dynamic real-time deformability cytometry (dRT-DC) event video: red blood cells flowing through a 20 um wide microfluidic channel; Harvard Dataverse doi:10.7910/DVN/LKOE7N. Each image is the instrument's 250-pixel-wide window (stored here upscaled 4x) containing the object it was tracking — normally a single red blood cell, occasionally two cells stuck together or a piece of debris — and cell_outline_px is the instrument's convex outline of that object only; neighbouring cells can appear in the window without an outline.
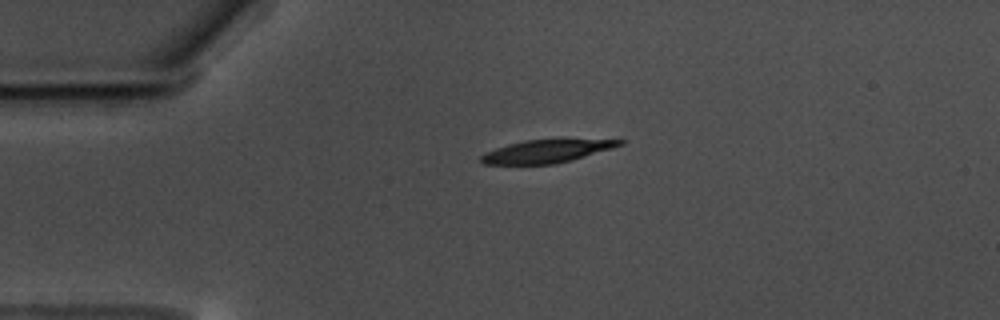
{"species": "common noctule bat (a hibernating species)", "species_latin": "Nyctalus noctula", "temperature_condition": "warm", "stored_images_in_passage": 38, "camera_frame_rate_fps": 3000, "um_per_image_px": 0.085, "animal": {"sex": "male", "body_mass_g": 17.5, "forearm_length_mm": 52.3}, "frame": {"image": 1, "passage_image": 1, "time_ms": 0.0, "image_size_px": [1000, 320], "cell_outline_px": [[628, 140], [624, 144], [612, 148], [572, 160], [556, 164], [484, 164], [480, 160], [480, 156], [484, 152], [508, 144], [524, 140], [556, 136], [564, 136]], "centroid_in_image_um": [46.59, 12.78], "position_along_channel_um": 38.4, "area_um2": 19.88}}
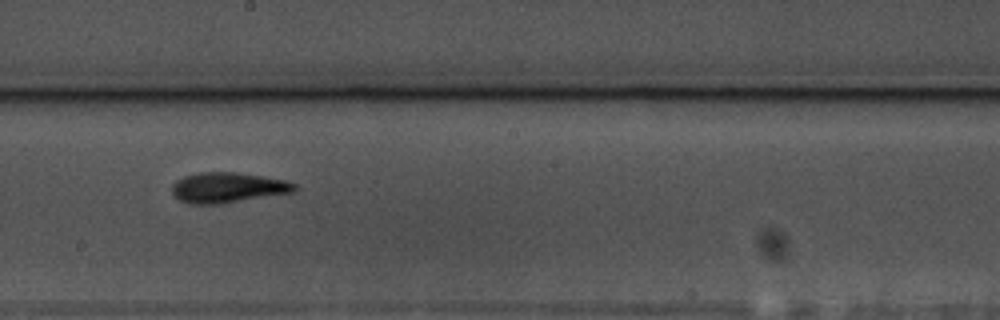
{"frame": {"image": 2, "passage_image": 20, "time_ms": 6.333, "image_size_px": [1000, 320], "cell_outline_px": [[296, 192], [220, 204], [188, 204], [180, 200], [172, 192], [172, 184], [176, 180], [184, 176], [200, 172], [232, 172], [260, 176], [284, 180], [296, 184]], "centroid_in_image_um": [19.35, 15.95], "position_along_channel_um": 228.9, "area_um2": 21.62}}
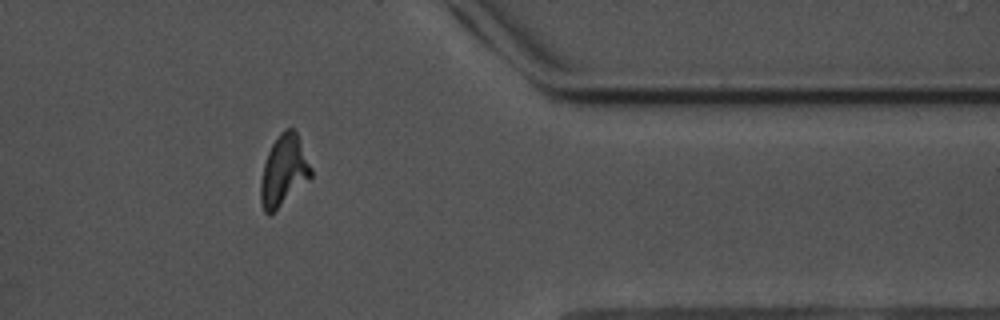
{"frame": {"image": 3, "passage_image": 35, "time_ms": 11.333, "image_size_px": [1000, 320], "cell_outline_px": [[312, 176], [268, 216], [264, 212], [260, 200], [260, 180], [264, 164], [268, 152], [272, 144], [280, 132], [284, 128], [292, 128], [296, 132], [312, 168]], "centroid_in_image_um": [24.09, 14.49], "position_along_channel_um": 387.3, "area_um2": 20.4}, "authors_computed_cell_mechanics": {"area_um2": 20.3745, "velocity_mm_per_s": 3.5099, "shape_relaxation_time_tau1_ms": 4.1356, "shape_relaxation_time_tau2_ms": 3.0742, "deformation_change_tau1": 0.1662, "deformation_change_tau2": 0.1192}}